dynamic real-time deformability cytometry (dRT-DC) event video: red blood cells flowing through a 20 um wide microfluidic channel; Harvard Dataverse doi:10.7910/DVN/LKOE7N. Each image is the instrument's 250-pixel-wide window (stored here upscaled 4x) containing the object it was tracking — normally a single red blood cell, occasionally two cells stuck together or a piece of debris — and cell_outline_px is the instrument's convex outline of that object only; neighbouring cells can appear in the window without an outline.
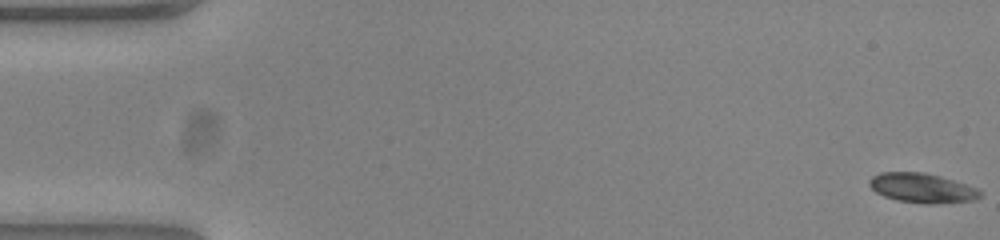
{"species": "common noctule bat (a hibernating species)", "species_latin": "Nyctalus noctula", "temperature_condition": "warm", "stored_images_in_passage": 54, "camera_frame_rate_fps": 3000, "um_per_image_px": 0.085, "animal": {"sex": "female", "body_mass_g": 23.0, "forearm_length_mm": 53.4}, "frame": {"image": 1, "passage_image": 1, "time_ms": 0.0, "image_size_px": [1000, 240], "cell_outline_px": [[980, 196], [976, 200], [932, 204], [924, 204], [896, 200], [884, 196], [876, 192], [868, 184], [868, 180], [872, 176], [880, 172], [924, 172], [940, 176], [976, 188], [980, 192]], "centroid_in_image_um": [78.33, 15.98], "position_along_channel_um": 6.7, "area_um2": 19.02}}
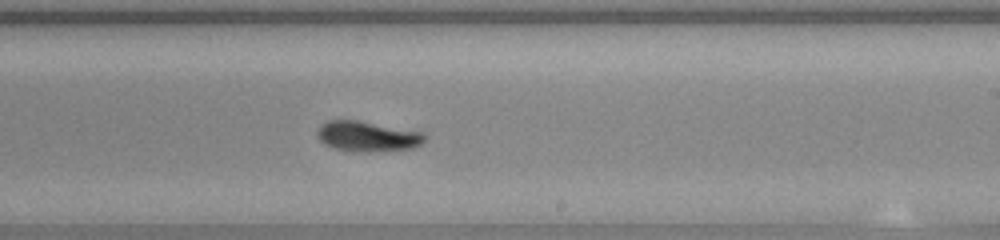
{"frame": {"image": 2, "passage_image": 33, "time_ms": 10.667, "image_size_px": [1000, 240], "cell_outline_px": [[424, 140], [420, 144], [412, 148], [372, 152], [368, 152], [336, 148], [324, 144], [320, 140], [316, 132], [320, 124], [328, 120], [356, 120], [424, 132]], "centroid_in_image_um": [31.21, 11.58], "position_along_channel_um": 257.8, "area_um2": 18.73}}
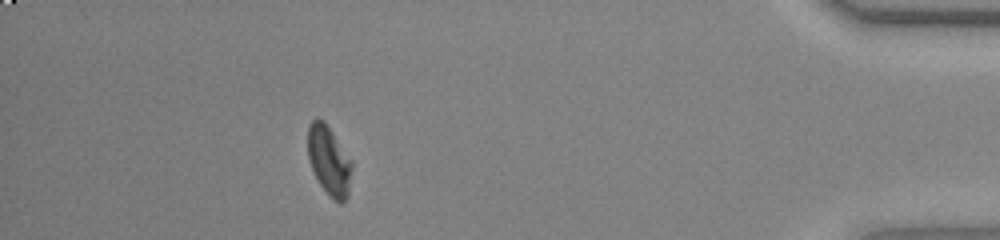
{"frame": {"image": 3, "passage_image": 49, "time_ms": 16.0, "image_size_px": [1000, 240], "cell_outline_px": [[352, 168], [348, 196], [340, 204], [320, 184], [312, 168], [308, 156], [308, 124], [316, 116], [324, 120], [352, 160]], "centroid_in_image_um": [27.97, 13.59], "position_along_channel_um": 407.2, "area_um2": 17.63}, "authors_computed_cell_mechanics": {"area_um2": 18.7272, "velocity_mm_per_s": 3.8266, "shape_relaxation_time_tau1_ms": 8.2816, "shape_relaxation_time_tau2_ms": 2.2772, "deformation_change_tau1": 0.2055, "deformation_change_tau2": 0.0579}}